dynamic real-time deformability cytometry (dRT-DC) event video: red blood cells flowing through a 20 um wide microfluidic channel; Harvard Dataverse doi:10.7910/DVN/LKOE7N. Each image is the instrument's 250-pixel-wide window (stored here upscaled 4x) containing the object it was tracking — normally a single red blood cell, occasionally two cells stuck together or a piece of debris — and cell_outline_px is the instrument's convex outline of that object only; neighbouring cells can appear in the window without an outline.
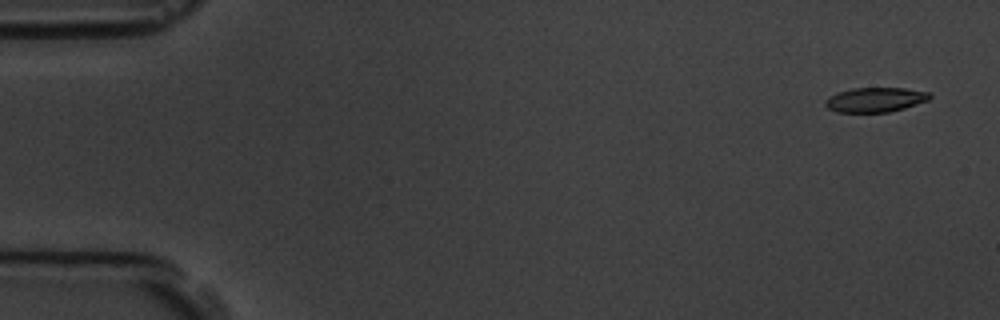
{"species": "common noctule bat (a hibernating species)", "species_latin": "Nyctalus noctula", "temperature_condition": "room temperature", "stored_images_in_passage": 4, "camera_frame_rate_fps": 3000, "um_per_image_px": 0.085, "animal": {"sex": "male", "body_mass_g": 19.5, "forearm_length_mm": 54.6}, "frame": {"image": 1, "passage_image": 1, "time_ms": 0.0, "image_size_px": [1000, 320], "cell_outline_px": [[932, 96], [928, 100], [904, 108], [888, 112], [836, 112], [828, 108], [824, 104], [824, 100], [836, 92], [852, 88], [904, 88], [928, 92]], "centroid_in_image_um": [74.36, 8.47], "position_along_channel_um": 10.6, "area_um2": 14.97}}